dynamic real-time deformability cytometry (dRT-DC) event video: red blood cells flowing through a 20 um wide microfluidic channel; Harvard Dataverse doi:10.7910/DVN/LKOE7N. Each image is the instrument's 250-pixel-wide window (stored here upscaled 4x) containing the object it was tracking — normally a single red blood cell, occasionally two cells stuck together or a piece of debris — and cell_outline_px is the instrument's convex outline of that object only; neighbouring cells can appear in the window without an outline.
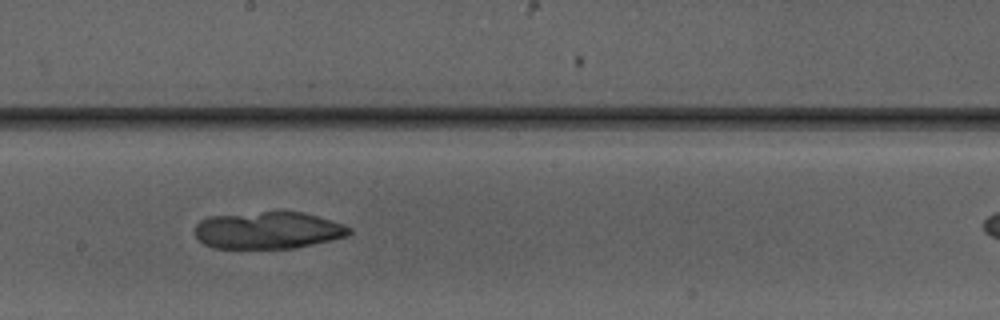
{"species": "Egyptian fruit bat (a non-hibernating species)", "species_latin": "Rousettus aegyptiacus", "temperature_condition": "warm", "stored_images_in_passage": 10, "camera_frame_rate_fps": 3000, "um_per_image_px": 0.085, "animal": {"sex": "male"}, "frame": {"image": 1, "passage_image": 9, "time_ms": 9.333, "image_size_px": [1000, 320], "cell_outline_px": [[352, 232], [348, 236], [292, 248], [212, 248], [204, 244], [196, 236], [196, 224], [200, 220], [208, 216], [264, 212], [304, 212], [344, 224], [352, 228]], "centroid_in_image_um": [22.79, 19.57], "position_along_channel_um": 225.4, "area_um2": 33.18}}